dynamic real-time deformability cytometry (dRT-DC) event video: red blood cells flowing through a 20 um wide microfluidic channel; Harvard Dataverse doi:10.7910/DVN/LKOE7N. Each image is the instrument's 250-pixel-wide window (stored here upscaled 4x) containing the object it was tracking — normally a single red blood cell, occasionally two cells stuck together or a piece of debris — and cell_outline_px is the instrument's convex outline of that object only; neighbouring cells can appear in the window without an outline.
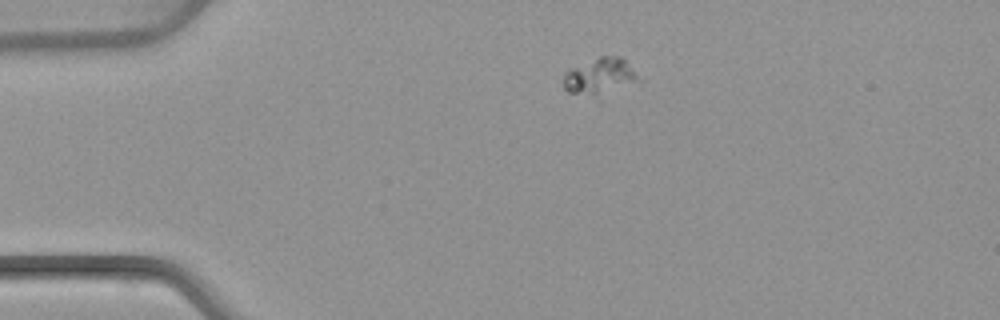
{"species": "common noctule bat (a hibernating species)", "species_latin": "Nyctalus noctula", "temperature_condition": "warm", "stored_images_in_passage": 2, "camera_frame_rate_fps": 3000, "um_per_image_px": 0.085, "animal": {"sex": "female", "body_mass_g": 22.7, "forearm_length_mm": 54.2}, "frame": {"image": 1, "passage_image": 1, "time_ms": 0.0, "image_size_px": [1000, 320], "cell_outline_px": [[644, 80], [640, 84], [592, 96], [568, 92], [564, 88], [564, 76], [572, 68], [600, 56], [620, 56]], "centroid_in_image_um": [51.09, 6.5], "position_along_channel_um": 33.9, "area_um2": 15.9}}